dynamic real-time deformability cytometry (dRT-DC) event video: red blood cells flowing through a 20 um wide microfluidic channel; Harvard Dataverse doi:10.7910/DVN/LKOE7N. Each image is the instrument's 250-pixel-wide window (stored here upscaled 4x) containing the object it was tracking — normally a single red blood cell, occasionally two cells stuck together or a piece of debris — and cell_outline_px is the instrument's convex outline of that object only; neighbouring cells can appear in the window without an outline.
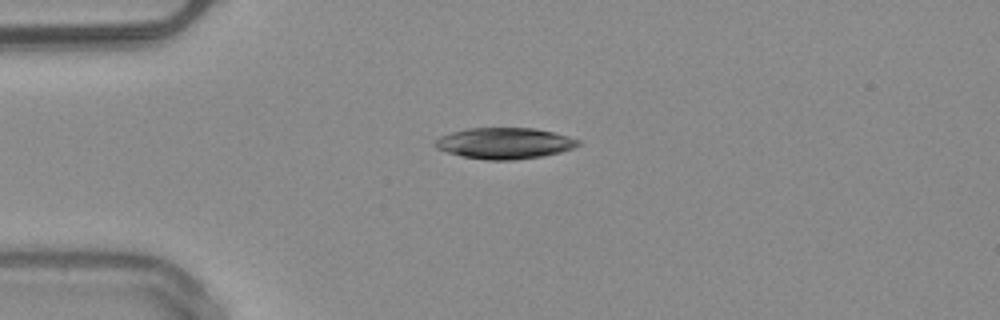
{"species": "common noctule bat (a hibernating species)", "species_latin": "Nyctalus noctula", "temperature_condition": "warm", "stored_images_in_passage": 39, "camera_frame_rate_fps": 3000, "um_per_image_px": 0.085, "animal": {"sex": "male", "body_mass_g": 20.4}, "frame": {"image": 1, "passage_image": 1, "time_ms": 0.0, "image_size_px": [1000, 320], "cell_outline_px": [[580, 144], [572, 148], [560, 152], [540, 156], [512, 160], [488, 160], [460, 156], [436, 148], [432, 144], [440, 136], [452, 132], [468, 128], [536, 128], [568, 136], [580, 140]], "centroid_in_image_um": [42.86, 12.17], "position_along_channel_um": 42.1, "area_um2": 25.84}}